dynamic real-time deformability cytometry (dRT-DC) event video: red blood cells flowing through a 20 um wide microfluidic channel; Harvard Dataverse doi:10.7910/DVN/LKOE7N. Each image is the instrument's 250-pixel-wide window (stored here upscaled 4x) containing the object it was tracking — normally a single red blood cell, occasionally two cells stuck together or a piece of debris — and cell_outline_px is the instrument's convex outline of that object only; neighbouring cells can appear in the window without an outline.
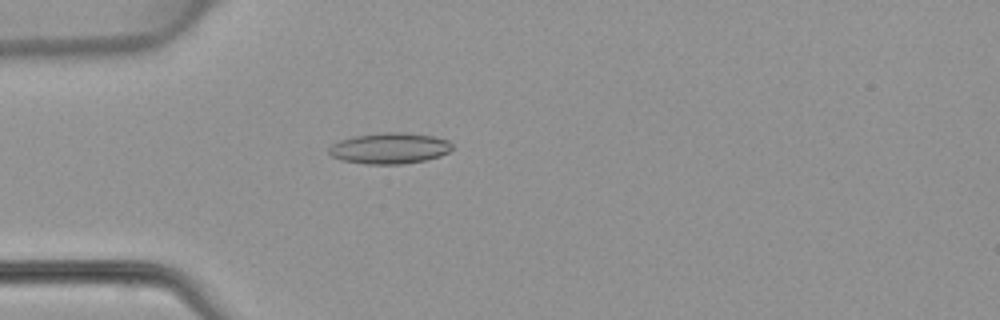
{"species": "common noctule bat (a hibernating species)", "species_latin": "Nyctalus noctula", "temperature_condition": "warm", "stored_images_in_passage": 48, "camera_frame_rate_fps": 3000, "um_per_image_px": 0.085, "animal": {"sex": "female", "body_mass_g": 22.7, "forearm_length_mm": 54.2}, "frame": {"image": 1, "passage_image": 14, "time_ms": 4.333, "image_size_px": [1000, 320], "cell_outline_px": [[452, 148], [448, 152], [440, 156], [424, 160], [400, 164], [364, 164], [340, 160], [332, 156], [328, 152], [328, 148], [332, 144], [340, 140], [356, 136], [384, 132], [404, 132], [432, 136], [448, 140], [452, 144]], "centroid_in_image_um": [33.1, 12.6], "position_along_channel_um": 51.9, "area_um2": 22.2}}
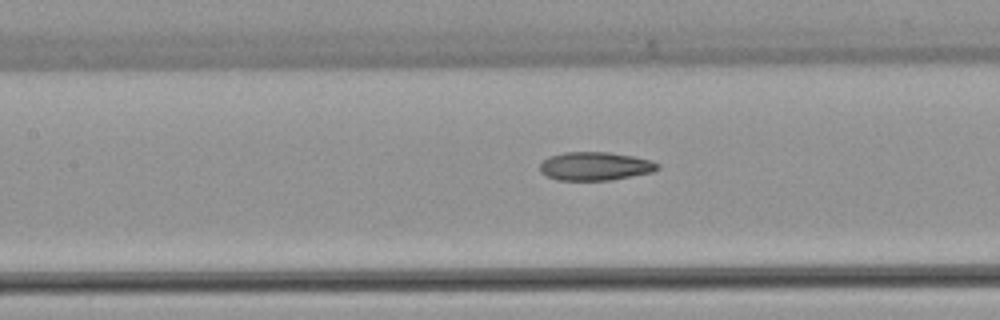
{"frame": {"image": 2, "passage_image": 22, "time_ms": 7.0, "image_size_px": [1000, 320], "cell_outline_px": [[660, 168], [652, 172], [612, 180], [556, 180], [540, 172], [540, 164], [548, 156], [564, 152], [608, 152], [632, 156], [652, 160], [660, 164]], "centroid_in_image_um": [50.6, 14.12], "position_along_channel_um": 156.8, "area_um2": 19.59}}
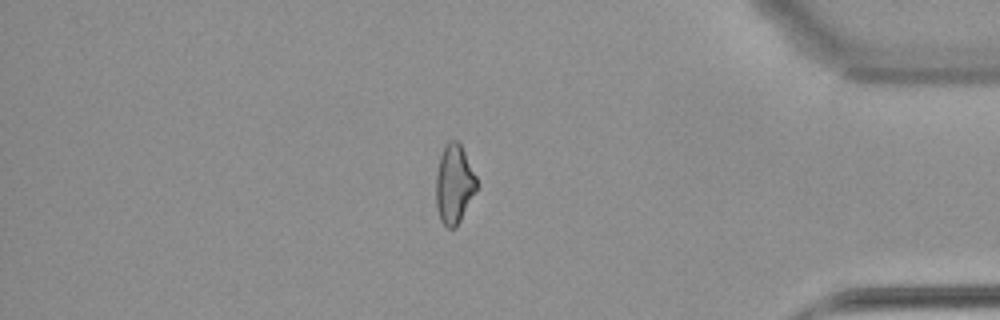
{"frame": {"image": 3, "passage_image": 41, "time_ms": 13.333, "image_size_px": [1000, 320], "cell_outline_px": [[480, 184], [456, 228], [448, 228], [440, 220], [436, 204], [436, 176], [440, 156], [448, 140], [456, 140], [460, 144]], "centroid_in_image_um": [38.61, 15.67], "position_along_channel_um": 396.6, "area_um2": 18.73}}